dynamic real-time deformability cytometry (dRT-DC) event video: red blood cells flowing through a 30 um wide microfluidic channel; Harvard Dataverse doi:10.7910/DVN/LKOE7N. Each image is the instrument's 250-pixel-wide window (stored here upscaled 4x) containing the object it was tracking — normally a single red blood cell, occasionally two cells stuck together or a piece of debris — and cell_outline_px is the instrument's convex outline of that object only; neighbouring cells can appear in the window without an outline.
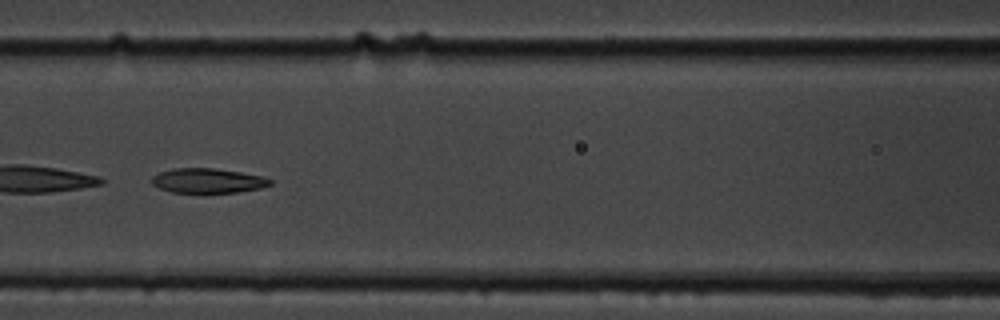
{"species": "common noctule bat (a hibernating species)", "species_latin": "Nyctalus noctula", "temperature_condition": "cold", "stored_images_in_passage": 7, "camera_frame_rate_fps": 3000, "um_per_image_px": 0.085, "animal": {"sex": "male", "body_mass_g": 19.5, "forearm_length_mm": 54.6}, "frame": {"image": 1, "passage_image": 7, "time_ms": 7.0, "image_size_px": [1000, 320], "cell_outline_px": [[272, 184], [260, 188], [236, 192], [204, 196], [200, 196], [172, 192], [160, 188], [152, 184], [152, 176], [160, 172], [172, 168], [212, 168], [240, 172], [260, 176], [272, 180]], "centroid_in_image_um": [17.62, 15.41], "position_along_channel_um": 149.0, "area_um2": 17.74}}